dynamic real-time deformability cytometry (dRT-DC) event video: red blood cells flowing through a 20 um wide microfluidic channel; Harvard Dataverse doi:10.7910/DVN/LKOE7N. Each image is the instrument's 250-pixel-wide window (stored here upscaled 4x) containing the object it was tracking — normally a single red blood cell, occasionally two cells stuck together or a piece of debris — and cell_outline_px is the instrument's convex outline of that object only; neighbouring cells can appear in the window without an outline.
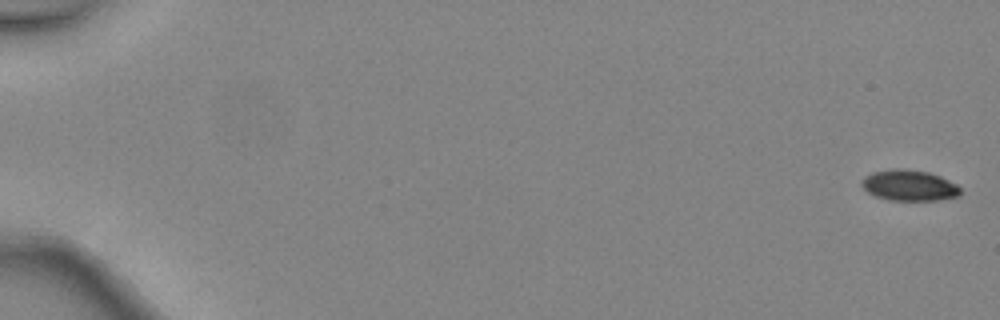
{"species": "common noctule bat (a hibernating species)", "species_latin": "Nyctalus noctula", "temperature_condition": "warm", "stored_images_in_passage": 6, "camera_frame_rate_fps": 3000, "um_per_image_px": 0.085, "animal": {"sex": "female", "body_mass_g": 24.6, "forearm_length_mm": 56.2}, "frame": {"image": 1, "passage_image": 1, "time_ms": 0.0, "image_size_px": [1000, 320], "cell_outline_px": [[960, 196], [940, 200], [888, 200], [876, 196], [868, 192], [860, 184], [860, 180], [864, 176], [872, 172], [892, 168], [900, 168], [928, 172], [940, 176], [956, 184], [960, 188]], "centroid_in_image_um": [77.26, 15.75], "position_along_channel_um": 7.7, "area_um2": 17.86}}
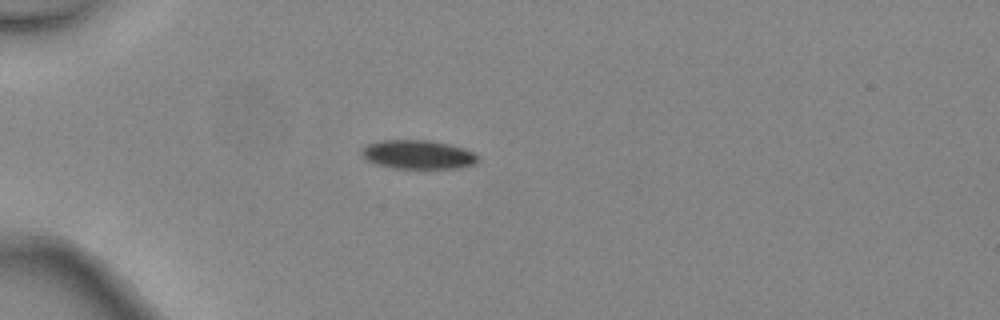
{"frame": {"image": 2, "passage_image": 5, "time_ms": 1.333, "image_size_px": [1000, 320], "cell_outline_px": [[476, 164], [460, 168], [392, 168], [376, 164], [364, 160], [360, 152], [360, 148], [368, 144], [380, 140], [428, 140], [448, 144], [464, 148], [472, 152], [476, 156]], "centroid_in_image_um": [35.45, 13.14], "position_along_channel_um": 49.5, "area_um2": 19.65}}